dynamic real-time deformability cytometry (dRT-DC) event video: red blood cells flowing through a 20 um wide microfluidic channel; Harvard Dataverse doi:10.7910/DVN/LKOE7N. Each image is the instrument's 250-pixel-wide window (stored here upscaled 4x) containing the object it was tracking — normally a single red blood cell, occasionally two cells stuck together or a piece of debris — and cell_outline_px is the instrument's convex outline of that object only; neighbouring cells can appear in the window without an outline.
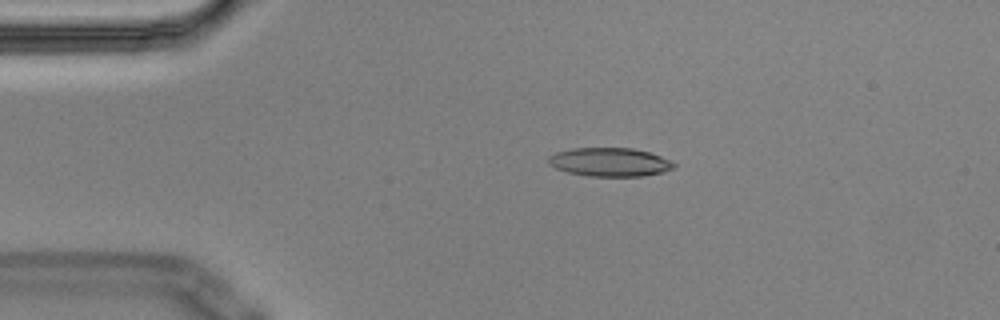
{"species": "Egyptian fruit bat (a non-hibernating species)", "species_latin": "Rousettus aegyptiacus", "temperature_condition": "cold", "stored_images_in_passage": 14, "camera_frame_rate_fps": 3000, "um_per_image_px": 0.085, "animal": {"sex": "male"}, "frame": {"image": 1, "passage_image": 3, "time_ms": 0.667, "image_size_px": [1000, 320], "cell_outline_px": [[676, 164], [672, 168], [664, 172], [644, 176], [588, 176], [568, 172], [556, 168], [548, 164], [548, 156], [556, 152], [572, 148], [632, 148], [648, 152], [660, 156]], "centroid_in_image_um": [51.8, 13.78], "position_along_channel_um": 33.2, "area_um2": 20.87}}
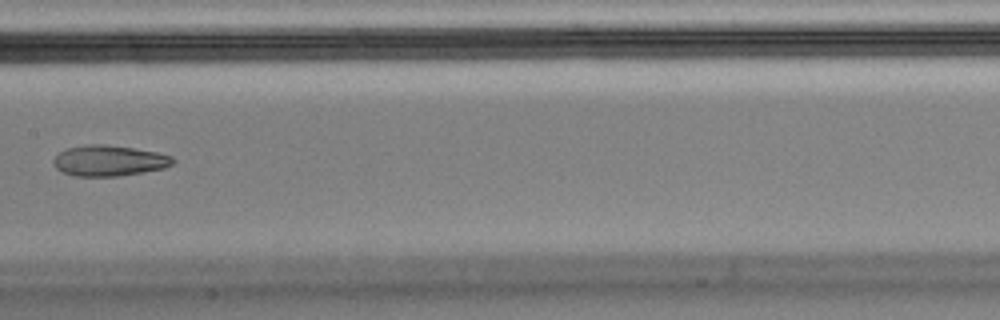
{"frame": {"image": 2, "passage_image": 7, "time_ms": 2.0, "image_size_px": [1000, 320], "cell_outline_px": [[176, 160], [172, 164], [164, 168], [144, 172], [120, 176], [76, 176], [64, 172], [56, 168], [52, 164], [52, 160], [60, 152], [68, 148], [88, 144], [104, 144], [132, 148], [156, 152], [172, 156]], "centroid_in_image_um": [9.27, 13.66], "position_along_channel_um": 198.1, "area_um2": 21.33}}